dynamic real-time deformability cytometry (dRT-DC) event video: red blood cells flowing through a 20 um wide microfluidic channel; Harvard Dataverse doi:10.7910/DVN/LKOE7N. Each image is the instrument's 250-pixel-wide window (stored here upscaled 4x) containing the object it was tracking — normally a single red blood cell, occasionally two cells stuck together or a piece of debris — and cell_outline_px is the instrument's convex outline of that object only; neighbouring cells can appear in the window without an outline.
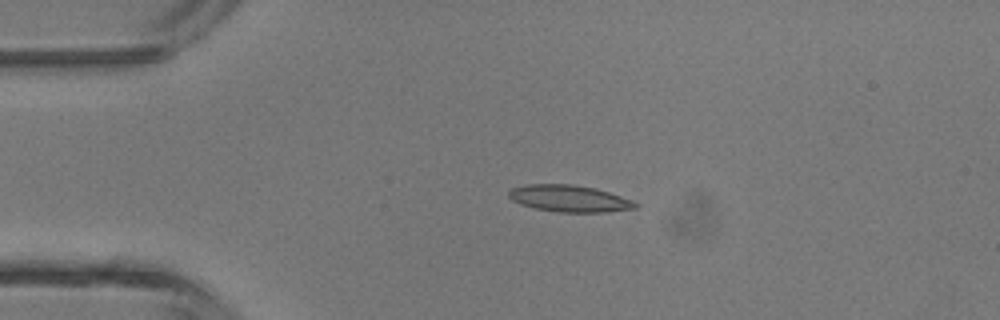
{"species": "common noctule bat (a hibernating species)", "species_latin": "Nyctalus noctula", "temperature_condition": "room temperature", "stored_images_in_passage": 3, "camera_frame_rate_fps": 3000, "um_per_image_px": 0.085, "animal": {"sex": "male", "body_mass_g": 13.3}, "frame": {"image": 1, "passage_image": 1, "time_ms": 0.0, "image_size_px": [1000, 320], "cell_outline_px": [[640, 204], [636, 208], [604, 212], [560, 212], [536, 208], [520, 204], [512, 200], [508, 196], [508, 192], [512, 188], [524, 184], [572, 184], [596, 188], [632, 200]], "centroid_in_image_um": [48.38, 16.86], "position_along_channel_um": 36.6, "area_um2": 19.71}}
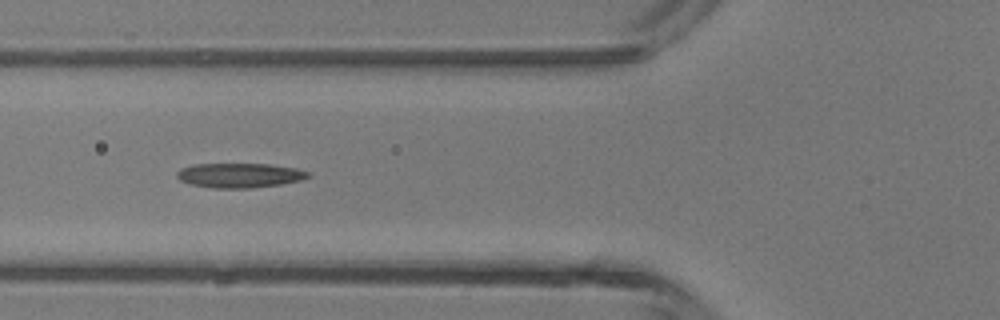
{"frame": {"image": 2, "passage_image": 3, "time_ms": 0.667, "image_size_px": [1000, 320], "cell_outline_px": [[308, 176], [300, 180], [280, 184], [248, 188], [212, 188], [192, 184], [180, 180], [176, 176], [176, 172], [180, 168], [192, 164], [268, 164], [296, 168], [308, 172]], "centroid_in_image_um": [20.3, 14.9], "position_along_channel_um": 105.5, "area_um2": 18.61}}